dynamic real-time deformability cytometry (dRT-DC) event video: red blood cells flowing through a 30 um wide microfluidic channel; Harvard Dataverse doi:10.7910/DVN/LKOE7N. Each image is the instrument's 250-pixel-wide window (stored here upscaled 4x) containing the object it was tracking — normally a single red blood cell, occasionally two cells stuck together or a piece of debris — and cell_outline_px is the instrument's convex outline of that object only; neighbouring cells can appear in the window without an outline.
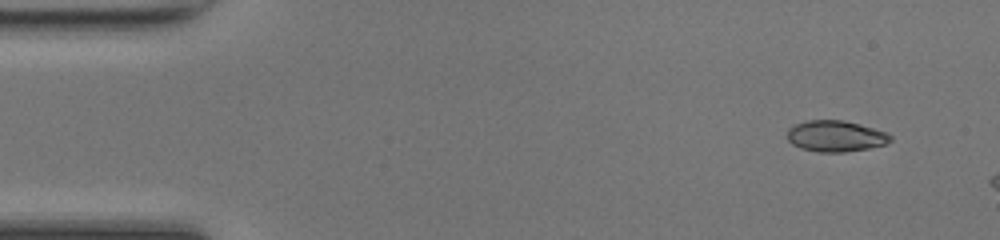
{"species": "common noctule bat (a hibernating species)", "species_latin": "Nyctalus noctula", "temperature_condition": "room temperature", "stored_images_in_passage": 10, "camera_frame_rate_fps": 3000, "um_per_image_px": 0.085, "animal": {"sex": "female", "body_mass_g": 17.0, "forearm_length_mm": 48.0}, "frame": {"image": 1, "passage_image": 4, "time_ms": 1.0, "image_size_px": [1000, 240], "cell_outline_px": [[892, 140], [884, 144], [868, 148], [844, 152], [816, 152], [800, 148], [792, 144], [788, 140], [788, 128], [796, 124], [808, 120], [844, 120], [860, 124], [888, 132], [892, 136]], "centroid_in_image_um": [71.03, 11.57], "position_along_channel_um": 14.0, "area_um2": 18.79}}